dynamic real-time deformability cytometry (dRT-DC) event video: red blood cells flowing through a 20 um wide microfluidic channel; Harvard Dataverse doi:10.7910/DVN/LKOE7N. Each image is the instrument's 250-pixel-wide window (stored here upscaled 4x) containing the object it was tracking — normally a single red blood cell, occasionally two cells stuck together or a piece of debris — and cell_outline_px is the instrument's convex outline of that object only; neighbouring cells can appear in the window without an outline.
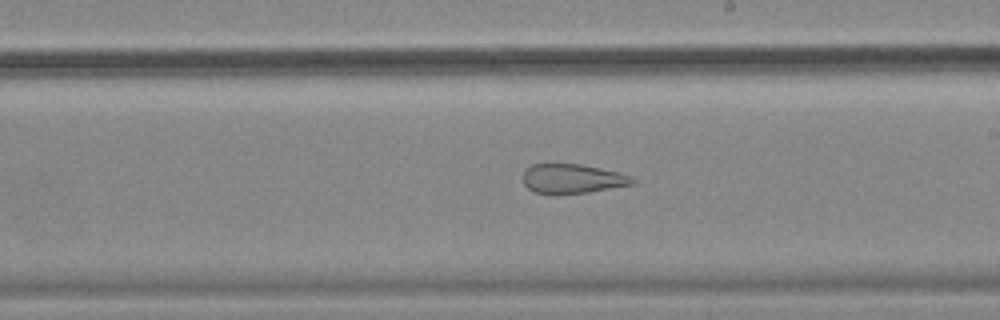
{"species": "common noctule bat (a hibernating species)", "species_latin": "Nyctalus noctula", "temperature_condition": "cold", "stored_images_in_passage": 57, "segment_of_instrument_passage": [2, 2], "camera_frame_rate_fps": 3000, "um_per_image_px": 0.085, "animal": {"sex": "female", "body_mass_g": 18.4}, "frame": {"image": 1, "passage_image": 33, "time_ms": 10.667, "image_size_px": [1000, 320], "cell_outline_px": [[636, 184], [588, 192], [556, 196], [536, 192], [528, 188], [524, 184], [524, 172], [532, 164], [580, 164], [620, 172], [632, 176], [636, 180]], "centroid_in_image_um": [48.69, 15.21], "position_along_channel_um": 240.3, "area_um2": 19.07}}
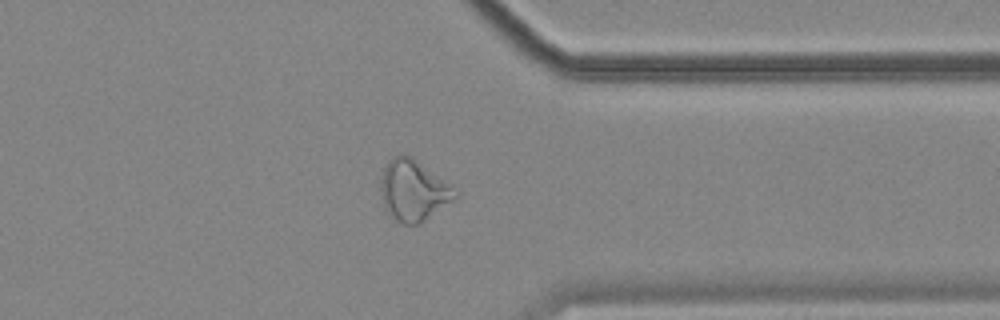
{"frame": {"image": 2, "passage_image": 45, "time_ms": 14.667, "image_size_px": [1000, 320], "cell_outline_px": [[460, 196], [420, 224], [404, 224], [392, 220], [384, 208], [380, 196], [380, 180], [384, 168], [388, 160], [392, 156], [400, 152], [412, 156], [460, 192]], "centroid_in_image_um": [35.12, 16.19], "position_along_channel_um": 376.3, "area_um2": 27.11}}
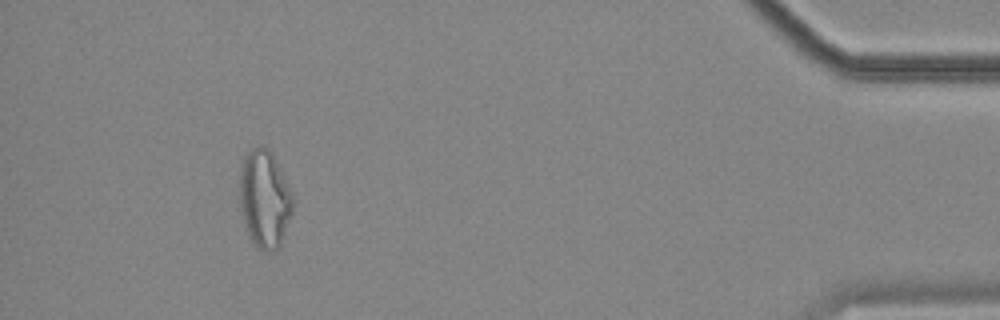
{"frame": {"image": 3, "passage_image": 53, "time_ms": 17.333, "image_size_px": [1000, 320], "cell_outline_px": [[292, 212], [280, 244], [276, 248], [264, 252], [256, 248], [248, 232], [240, 212], [240, 172], [244, 156], [252, 148], [264, 144], [272, 152], [292, 192]], "centroid_in_image_um": [22.47, 16.87], "position_along_channel_um": 412.7, "area_um2": 30.11}}